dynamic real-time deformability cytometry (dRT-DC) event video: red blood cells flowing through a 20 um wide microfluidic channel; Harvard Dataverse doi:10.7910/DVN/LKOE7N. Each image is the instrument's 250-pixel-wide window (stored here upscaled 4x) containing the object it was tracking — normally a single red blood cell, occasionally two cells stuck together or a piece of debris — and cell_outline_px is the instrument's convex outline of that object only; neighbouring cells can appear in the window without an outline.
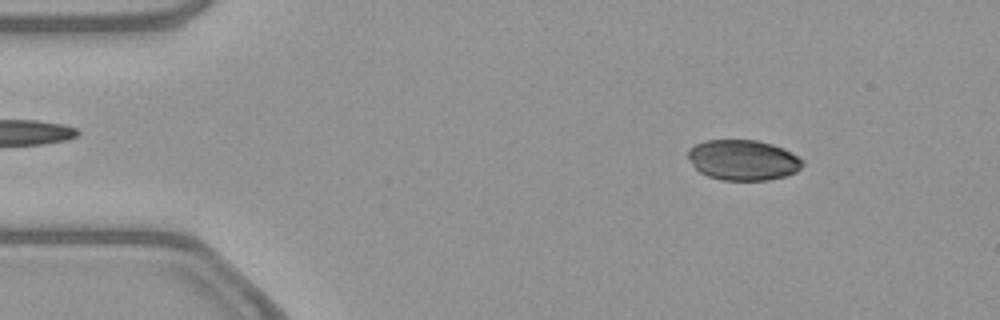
{"species": "common noctule bat (a hibernating species)", "species_latin": "Nyctalus noctula", "temperature_condition": "warm", "stored_images_in_passage": 52, "camera_frame_rate_fps": 3000, "um_per_image_px": 0.085, "animal": {"sex": "female", "body_mass_g": 21.9}, "frame": {"image": 1, "passage_image": 6, "time_ms": 1.667, "image_size_px": [1000, 320], "cell_outline_px": [[804, 164], [796, 172], [784, 176], [768, 180], [720, 180], [708, 176], [700, 172], [692, 164], [688, 156], [688, 148], [704, 140], [756, 140], [772, 144], [784, 148], [804, 160]], "centroid_in_image_um": [63.17, 13.6], "position_along_channel_um": 21.8, "area_um2": 27.05}}
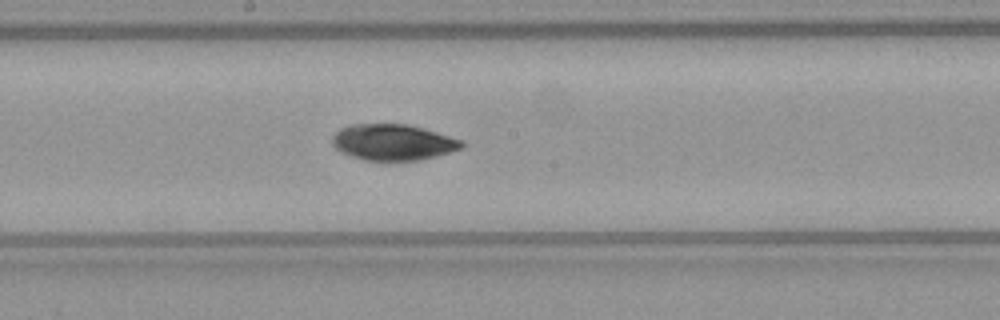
{"frame": {"image": 2, "passage_image": 27, "time_ms": 8.667, "image_size_px": [1000, 320], "cell_outline_px": [[464, 144], [460, 148], [436, 156], [420, 160], [388, 164], [364, 160], [340, 152], [332, 144], [332, 136], [340, 128], [352, 124], [408, 124], [464, 140]], "centroid_in_image_um": [33.38, 12.13], "position_along_channel_um": 214.8, "area_um2": 27.86}}
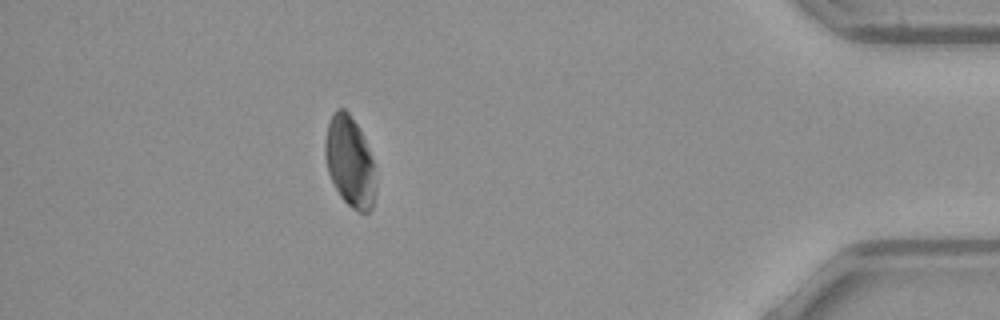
{"frame": {"image": 3, "passage_image": 46, "time_ms": 15.0, "image_size_px": [1000, 320], "cell_outline_px": [[376, 192], [372, 208], [368, 212], [356, 212], [340, 196], [328, 172], [324, 156], [324, 140], [328, 124], [332, 112], [336, 108], [344, 108], [348, 112], [360, 128], [368, 148], [372, 160], [376, 180]], "centroid_in_image_um": [29.73, 13.73], "position_along_channel_um": 405.5, "area_um2": 26.93}, "authors_computed_cell_mechanics": {"area_um2": 27.7151, "velocity_mm_per_s": 3.8591, "shape_relaxation_time_tau1_ms": 4.0771, "shape_relaxation_time_tau2_ms": null, "deformation_change_tau1": 0.0669, "deformation_change_tau2": null}}